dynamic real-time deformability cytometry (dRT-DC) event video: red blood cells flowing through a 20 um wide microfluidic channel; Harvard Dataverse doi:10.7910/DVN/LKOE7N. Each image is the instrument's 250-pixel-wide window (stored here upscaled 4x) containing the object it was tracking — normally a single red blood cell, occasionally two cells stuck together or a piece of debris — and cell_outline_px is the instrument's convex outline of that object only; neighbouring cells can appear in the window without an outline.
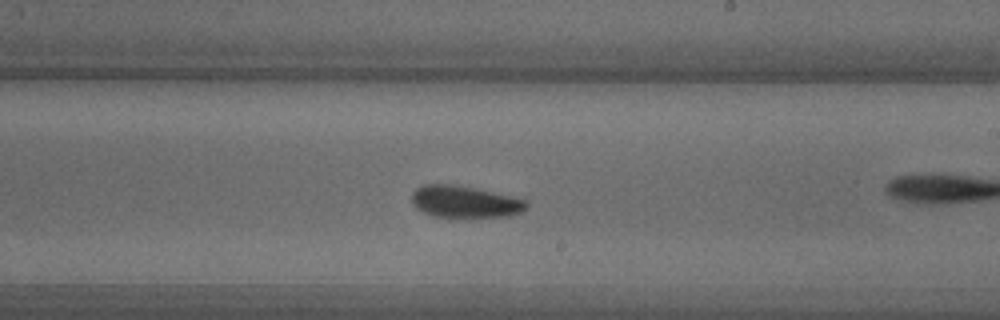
{"species": "common noctule bat (a hibernating species)", "species_latin": "Nyctalus noctula", "temperature_condition": "warm", "stored_images_in_passage": 24, "camera_frame_rate_fps": 3000, "um_per_image_px": 0.085, "animal": {"sex": "male", "body_mass_g": 18.8}, "frame": {"image": 1, "passage_image": 11, "time_ms": 3.333, "image_size_px": [1000, 320], "cell_outline_px": [[528, 208], [512, 216], [456, 220], [452, 220], [432, 216], [416, 208], [412, 204], [412, 192], [416, 188], [424, 184], [448, 184], [472, 188], [516, 196], [528, 200]], "centroid_in_image_um": [39.54, 17.21], "position_along_channel_um": 249.5, "area_um2": 22.43}}